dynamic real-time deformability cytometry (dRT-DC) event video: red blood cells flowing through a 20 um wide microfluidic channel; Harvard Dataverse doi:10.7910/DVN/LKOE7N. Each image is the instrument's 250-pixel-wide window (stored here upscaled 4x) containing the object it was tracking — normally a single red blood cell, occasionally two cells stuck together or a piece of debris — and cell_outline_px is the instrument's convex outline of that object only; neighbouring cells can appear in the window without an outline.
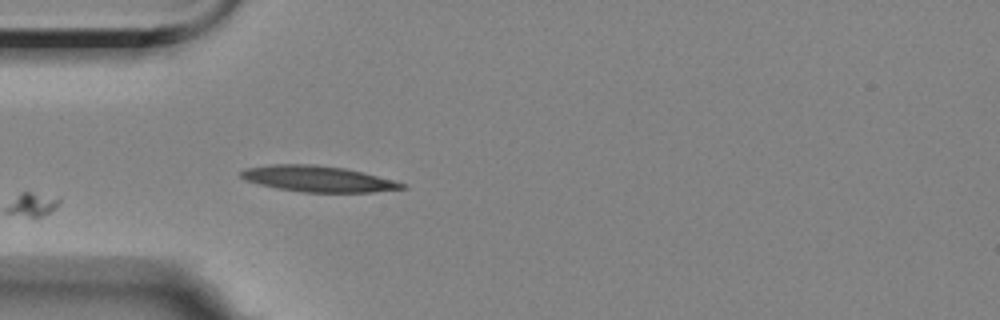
{"species": "Egyptian fruit bat (a non-hibernating species)", "species_latin": "Rousettus aegyptiacus", "temperature_condition": "room temperature", "stored_images_in_passage": 2, "camera_frame_rate_fps": 3000, "um_per_image_px": 0.085, "animal": {"sex": "female"}, "frame": {"image": 1, "passage_image": 2, "time_ms": 1.0, "image_size_px": [1000, 320], "cell_outline_px": [[408, 188], [372, 192], [300, 192], [276, 188], [244, 180], [240, 176], [240, 172], [244, 168], [272, 164], [308, 164], [344, 168], [392, 180], [404, 184]], "centroid_in_image_um": [26.96, 15.2], "position_along_channel_um": 58.0, "area_um2": 24.1}}